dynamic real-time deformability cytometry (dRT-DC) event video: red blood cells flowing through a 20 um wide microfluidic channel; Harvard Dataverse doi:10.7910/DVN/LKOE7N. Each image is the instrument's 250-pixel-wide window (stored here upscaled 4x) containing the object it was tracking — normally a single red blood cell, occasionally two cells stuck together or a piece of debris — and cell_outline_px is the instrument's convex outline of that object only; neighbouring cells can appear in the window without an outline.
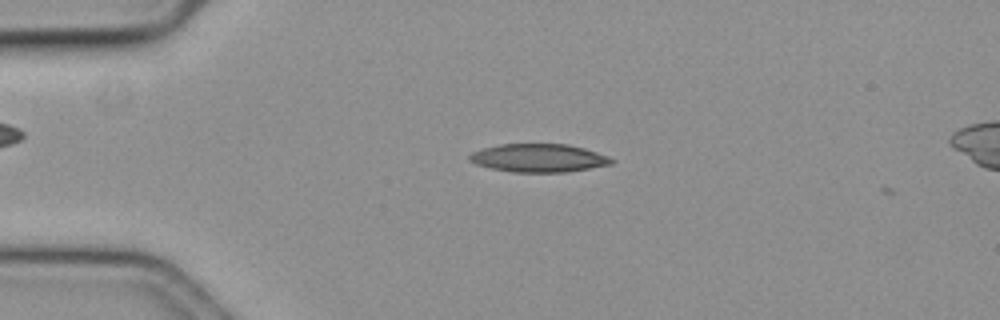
{"species": "common noctule bat (a hibernating species)", "species_latin": "Nyctalus noctula", "temperature_condition": "cold", "stored_images_in_passage": 4, "camera_frame_rate_fps": 3000, "um_per_image_px": 0.085, "animal": {"sex": "female", "body_mass_g": 19.3, "forearm_length_mm": 54.1}, "frame": {"image": 1, "passage_image": 2, "time_ms": 0.333, "image_size_px": [1000, 320], "cell_outline_px": [[612, 164], [564, 172], [512, 172], [492, 168], [476, 164], [468, 160], [468, 156], [472, 152], [484, 148], [500, 144], [568, 144], [584, 148], [596, 152], [612, 160]], "centroid_in_image_um": [45.72, 13.42], "position_along_channel_um": 39.3, "area_um2": 23.0}}